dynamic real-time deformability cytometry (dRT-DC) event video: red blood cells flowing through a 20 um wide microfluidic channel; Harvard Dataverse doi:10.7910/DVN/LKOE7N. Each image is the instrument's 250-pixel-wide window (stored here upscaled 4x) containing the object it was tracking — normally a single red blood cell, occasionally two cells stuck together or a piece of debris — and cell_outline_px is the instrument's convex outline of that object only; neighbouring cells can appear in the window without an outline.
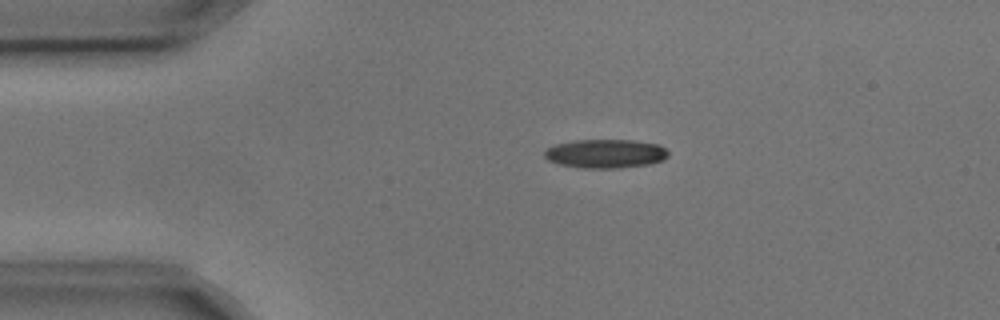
{"species": "common noctule bat (a hibernating species)", "species_latin": "Nyctalus noctula", "temperature_condition": "cold", "stored_images_in_passage": 3, "camera_frame_rate_fps": 3000, "um_per_image_px": 0.085, "animal": {"sex": "male", "body_mass_g": 17.9, "forearm_length_mm": 54.2}, "frame": {"image": 1, "passage_image": 2, "time_ms": 0.333, "image_size_px": [1000, 320], "cell_outline_px": [[668, 156], [664, 160], [648, 164], [620, 168], [580, 168], [560, 164], [548, 160], [544, 156], [544, 152], [548, 148], [556, 144], [572, 140], [632, 140], [660, 144], [668, 152]], "centroid_in_image_um": [51.48, 13.06], "position_along_channel_um": 33.5, "area_um2": 20.87}}